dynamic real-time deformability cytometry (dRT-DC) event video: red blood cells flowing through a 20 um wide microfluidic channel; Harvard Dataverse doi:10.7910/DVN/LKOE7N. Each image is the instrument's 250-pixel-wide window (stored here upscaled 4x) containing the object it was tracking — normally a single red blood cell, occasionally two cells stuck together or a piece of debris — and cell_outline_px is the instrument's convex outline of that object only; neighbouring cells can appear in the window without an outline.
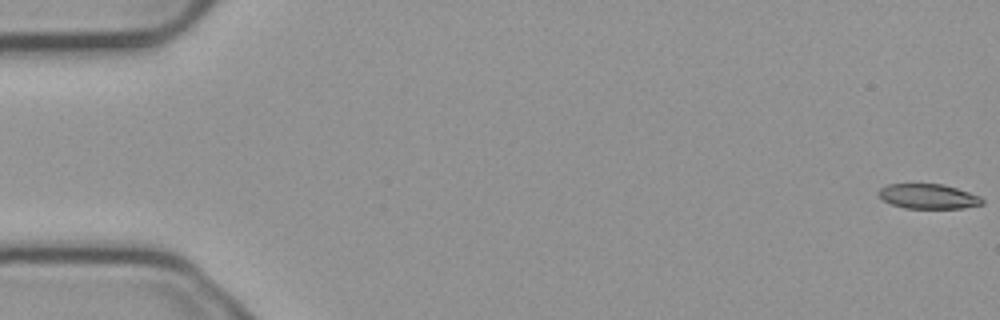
{"species": "common noctule bat (a hibernating species)", "species_latin": "Nyctalus noctula", "temperature_condition": "cold", "stored_images_in_passage": 55, "camera_frame_rate_fps": 3000, "um_per_image_px": 0.085, "animal": {"sex": "male", "body_mass_g": 23.1, "forearm_length_mm": 52.7}, "frame": {"image": 1, "passage_image": 1, "time_ms": 0.0, "image_size_px": [1000, 320], "cell_outline_px": [[984, 204], [964, 208], [904, 208], [892, 204], [884, 200], [880, 196], [880, 188], [888, 184], [944, 184], [980, 196], [984, 200]], "centroid_in_image_um": [78.95, 16.69], "position_along_channel_um": 6.1, "area_um2": 14.85}}
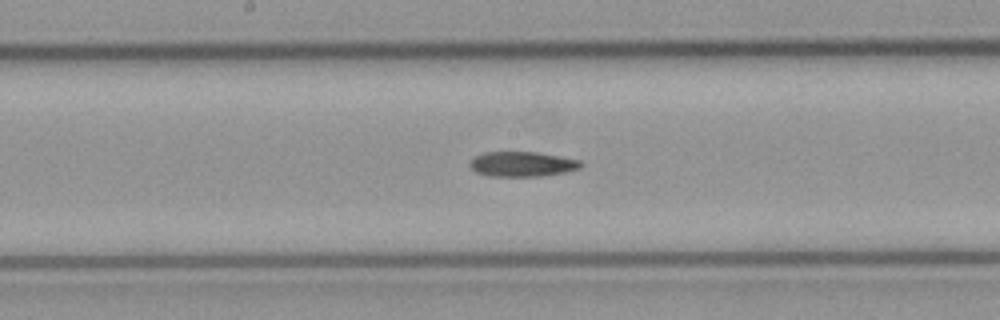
{"frame": {"image": 2, "passage_image": 29, "time_ms": 9.333, "image_size_px": [1000, 320], "cell_outline_px": [[584, 164], [580, 168], [564, 172], [540, 176], [488, 176], [476, 172], [468, 164], [476, 156], [484, 152], [536, 152], [580, 160]], "centroid_in_image_um": [44.38, 13.95], "position_along_channel_um": 203.8, "area_um2": 16.01}}
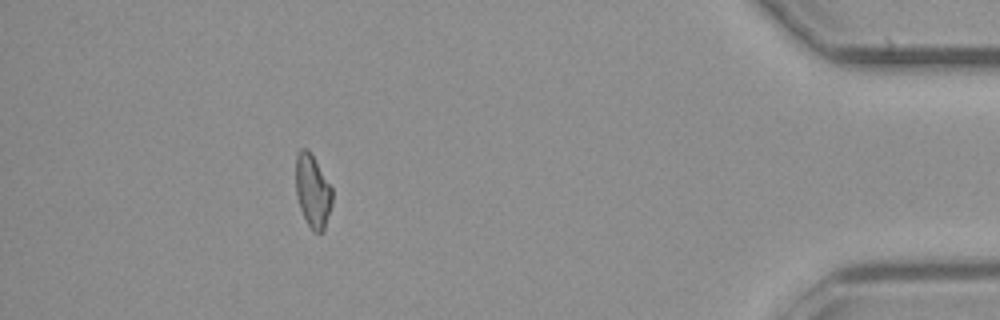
{"frame": {"image": 3, "passage_image": 50, "time_ms": 16.333, "image_size_px": [1000, 320], "cell_outline_px": [[332, 204], [324, 232], [312, 232], [300, 208], [296, 192], [296, 152], [300, 148], [308, 148], [332, 188]], "centroid_in_image_um": [26.58, 16.24], "position_along_channel_um": 408.6, "area_um2": 15.55}}